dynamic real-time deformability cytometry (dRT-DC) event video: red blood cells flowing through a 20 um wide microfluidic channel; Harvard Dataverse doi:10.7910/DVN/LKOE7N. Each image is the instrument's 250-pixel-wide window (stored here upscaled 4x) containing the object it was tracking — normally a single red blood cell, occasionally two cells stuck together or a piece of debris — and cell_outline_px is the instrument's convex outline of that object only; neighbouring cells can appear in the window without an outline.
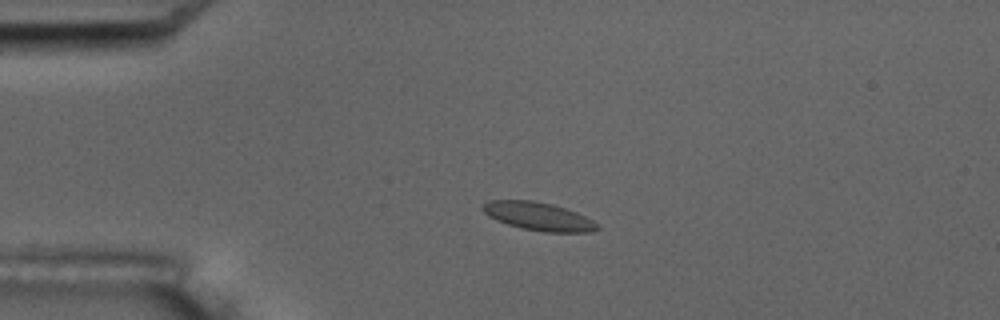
{"species": "common noctule bat (a hibernating species)", "species_latin": "Nyctalus noctula", "temperature_condition": "room temperature", "stored_images_in_passage": 4, "camera_frame_rate_fps": 3000, "um_per_image_px": 0.085, "animal": {"sex": "male", "body_mass_g": 17.5, "forearm_length_mm": 52.3}, "frame": {"image": 1, "passage_image": 3, "time_ms": 3.333, "image_size_px": [1000, 320], "cell_outline_px": [[600, 228], [592, 232], [544, 232], [520, 228], [496, 220], [488, 216], [480, 208], [488, 200], [532, 200], [552, 204], [576, 212], [600, 224]], "centroid_in_image_um": [45.77, 18.39], "position_along_channel_um": 39.2, "area_um2": 18.9}}